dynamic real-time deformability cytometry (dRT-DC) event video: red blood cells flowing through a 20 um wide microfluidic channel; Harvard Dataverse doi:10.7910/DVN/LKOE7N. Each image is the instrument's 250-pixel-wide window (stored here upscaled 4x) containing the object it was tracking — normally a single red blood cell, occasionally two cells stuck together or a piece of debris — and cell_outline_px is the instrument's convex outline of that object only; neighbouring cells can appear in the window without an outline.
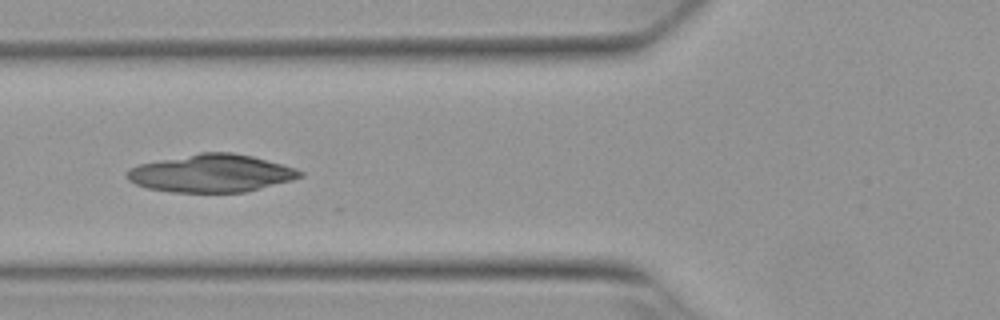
{"species": "Egyptian fruit bat (a non-hibernating species)", "species_latin": "Rousettus aegyptiacus", "temperature_condition": "warm", "stored_images_in_passage": 28, "camera_frame_rate_fps": 3000, "um_per_image_px": 0.085, "animal": {"sex": "female"}, "frame": {"image": 1, "passage_image": 20, "time_ms": 6.333, "image_size_px": [1000, 320], "cell_outline_px": [[304, 176], [292, 180], [244, 192], [172, 192], [148, 188], [136, 184], [128, 180], [124, 176], [128, 168], [140, 164], [200, 152], [232, 152], [252, 156], [296, 168], [304, 172]], "centroid_in_image_um": [17.96, 14.73], "position_along_channel_um": 107.8, "area_um2": 37.97}}
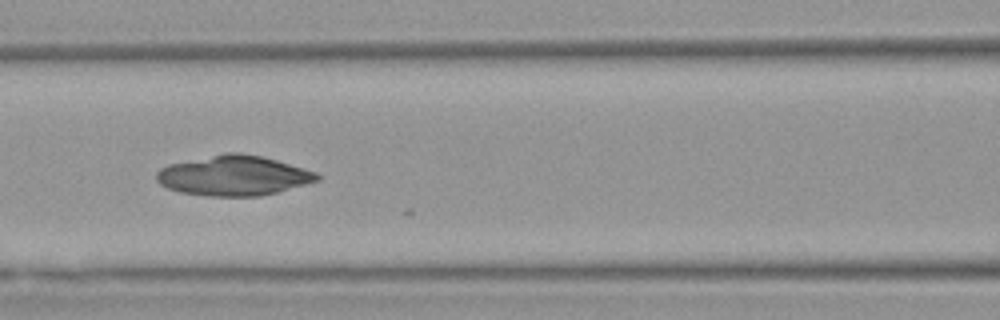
{"frame": {"image": 2, "passage_image": 23, "time_ms": 7.333, "image_size_px": [1000, 320], "cell_outline_px": [[320, 180], [276, 192], [260, 196], [208, 196], [180, 192], [168, 188], [160, 184], [156, 180], [156, 172], [160, 168], [168, 164], [224, 152], [240, 152], [264, 156], [316, 172], [320, 176]], "centroid_in_image_um": [19.83, 14.91], "position_along_channel_um": 146.8, "area_um2": 37.57}}